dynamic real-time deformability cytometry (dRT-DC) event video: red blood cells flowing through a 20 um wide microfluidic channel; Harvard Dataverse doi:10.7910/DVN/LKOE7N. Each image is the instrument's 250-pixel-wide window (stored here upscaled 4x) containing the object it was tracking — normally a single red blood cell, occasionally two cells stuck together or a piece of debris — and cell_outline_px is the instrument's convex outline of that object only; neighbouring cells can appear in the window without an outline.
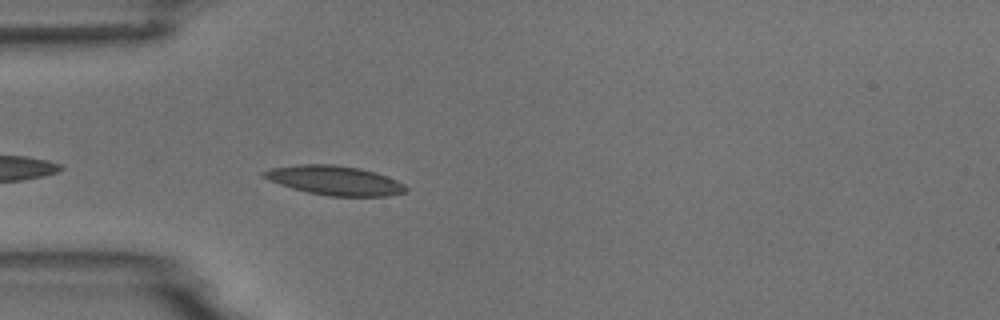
{"species": "common noctule bat (a hibernating species)", "species_latin": "Nyctalus noctula", "temperature_condition": "room temperature", "stored_images_in_passage": 5, "camera_frame_rate_fps": 3000, "um_per_image_px": 0.085, "animal": {"sex": "male", "body_mass_g": 18.8}, "frame": {"image": 1, "passage_image": 5, "time_ms": 4.667, "image_size_px": [1000, 320], "cell_outline_px": [[408, 192], [388, 196], [328, 196], [308, 192], [292, 188], [268, 180], [260, 176], [260, 172], [272, 168], [296, 164], [332, 164], [360, 168], [376, 172], [396, 180], [404, 184], [408, 188]], "centroid_in_image_um": [28.44, 15.33], "position_along_channel_um": 56.6, "area_um2": 24.45}}